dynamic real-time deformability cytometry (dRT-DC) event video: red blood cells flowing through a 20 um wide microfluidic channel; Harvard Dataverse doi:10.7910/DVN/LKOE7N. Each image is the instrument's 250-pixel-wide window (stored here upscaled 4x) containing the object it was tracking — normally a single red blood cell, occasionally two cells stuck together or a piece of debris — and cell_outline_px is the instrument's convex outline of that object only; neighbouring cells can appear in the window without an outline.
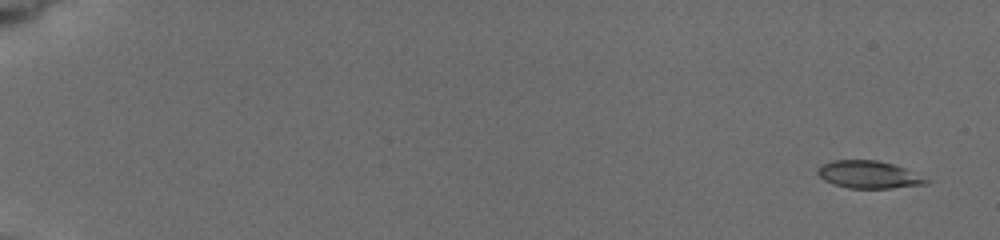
{"species": "common noctule bat (a hibernating species)", "species_latin": "Nyctalus noctula", "temperature_condition": "cold", "stored_images_in_passage": 9, "camera_frame_rate_fps": 3000, "um_per_image_px": 0.085, "animal": {"sex": "female", "body_mass_g": 19.5, "forearm_length_mm": 54.1}, "frame": {"image": 1, "passage_image": 1, "time_ms": 0.0, "image_size_px": [1000, 240], "cell_outline_px": [[928, 184], [892, 188], [848, 188], [832, 184], [824, 180], [816, 172], [820, 164], [832, 160], [876, 160], [892, 164], [904, 168], [928, 180]], "centroid_in_image_um": [73.77, 14.84], "position_along_channel_um": 11.2, "area_um2": 17.28}}
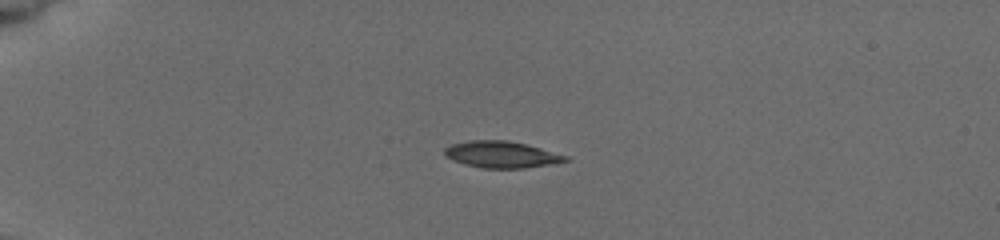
{"frame": {"image": 2, "passage_image": 6, "time_ms": 4.333, "image_size_px": [1000, 240], "cell_outline_px": [[572, 160], [524, 168], [484, 168], [464, 164], [452, 160], [444, 156], [444, 148], [452, 144], [468, 140], [508, 140], [540, 148], [568, 156]], "centroid_in_image_um": [42.59, 13.13], "position_along_channel_um": 42.4, "area_um2": 18.67}}
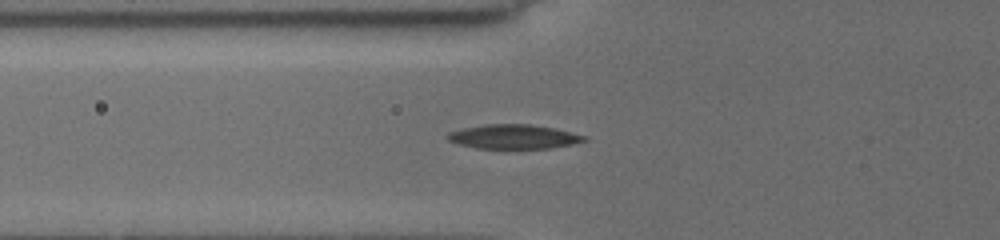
{"frame": {"image": 3, "passage_image": 9, "time_ms": 6.667, "image_size_px": [1000, 240], "cell_outline_px": [[588, 140], [572, 144], [548, 148], [476, 148], [460, 144], [448, 140], [448, 132], [464, 128], [484, 124], [528, 124], [552, 128], [588, 136]], "centroid_in_image_um": [43.67, 11.61], "position_along_channel_um": 82.1, "area_um2": 19.07}}